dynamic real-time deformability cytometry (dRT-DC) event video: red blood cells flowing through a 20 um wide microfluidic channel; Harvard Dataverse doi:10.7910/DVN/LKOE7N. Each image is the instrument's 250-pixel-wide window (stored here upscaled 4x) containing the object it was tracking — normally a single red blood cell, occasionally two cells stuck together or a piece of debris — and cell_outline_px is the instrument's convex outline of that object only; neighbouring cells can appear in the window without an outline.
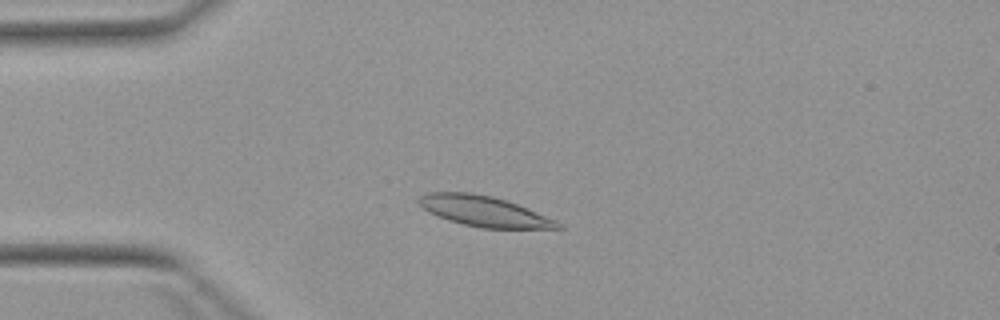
{"species": "Egyptian fruit bat (a non-hibernating species)", "species_latin": "Rousettus aegyptiacus", "temperature_condition": "warm", "stored_images_in_passage": 3, "camera_frame_rate_fps": 3000, "um_per_image_px": 0.085, "animal": {"sex": "female"}, "frame": {"image": 1, "passage_image": 3, "time_ms": 2.333, "image_size_px": [1000, 320], "cell_outline_px": [[564, 228], [480, 228], [448, 220], [428, 212], [416, 200], [420, 196], [428, 192], [472, 192], [492, 196], [528, 208], [556, 220], [564, 224]], "centroid_in_image_um": [41.14, 17.95], "position_along_channel_um": 43.9, "area_um2": 24.57}}